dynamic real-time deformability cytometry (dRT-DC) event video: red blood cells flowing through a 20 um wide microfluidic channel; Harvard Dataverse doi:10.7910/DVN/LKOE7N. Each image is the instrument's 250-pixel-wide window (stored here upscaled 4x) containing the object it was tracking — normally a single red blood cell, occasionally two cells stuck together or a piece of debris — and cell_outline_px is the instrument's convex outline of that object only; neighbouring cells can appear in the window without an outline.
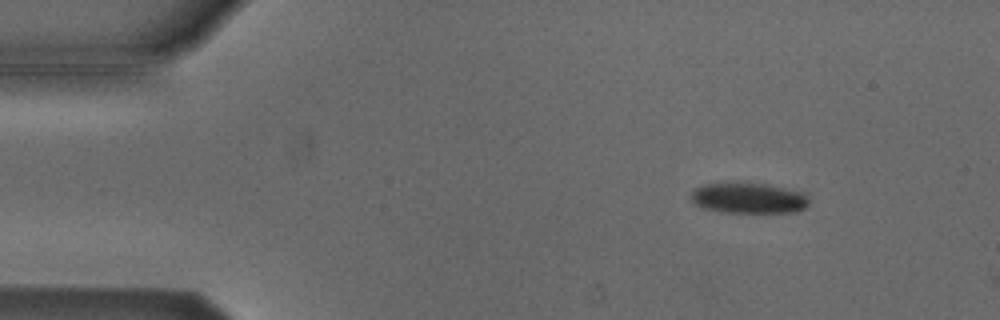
{"species": "Egyptian fruit bat (a non-hibernating species)", "species_latin": "Rousettus aegyptiacus", "temperature_condition": "cold", "stored_images_in_passage": 2, "camera_frame_rate_fps": 3000, "um_per_image_px": 0.085, "animal": {"sex": "male"}, "frame": {"image": 1, "passage_image": 1, "time_ms": 0.0, "image_size_px": [1000, 320], "cell_outline_px": [[808, 204], [804, 208], [796, 212], [728, 212], [704, 208], [692, 204], [692, 188], [704, 184], [728, 180], [736, 180], [768, 184], [804, 192], [808, 200]], "centroid_in_image_um": [63.57, 16.78], "position_along_channel_um": 21.4, "area_um2": 21.79}}